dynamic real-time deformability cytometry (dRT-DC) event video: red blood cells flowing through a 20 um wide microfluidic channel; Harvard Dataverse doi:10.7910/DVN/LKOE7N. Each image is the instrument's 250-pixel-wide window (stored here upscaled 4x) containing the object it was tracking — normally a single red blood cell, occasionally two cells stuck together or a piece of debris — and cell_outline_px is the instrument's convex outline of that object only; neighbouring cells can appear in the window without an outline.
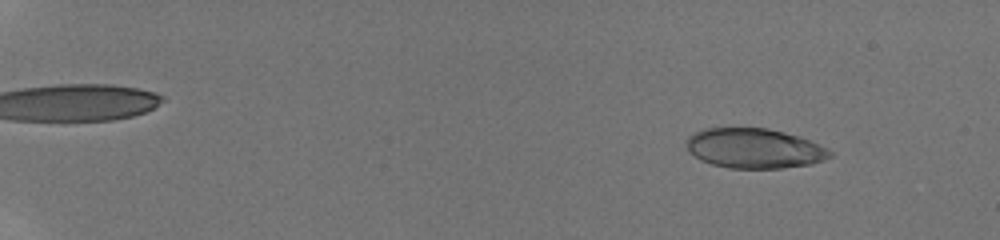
{"species": "human", "species_latin": "Homo sapiens", "temperature_condition": "room temperature", "stored_images_in_passage": 48, "camera_frame_rate_fps": 3000, "um_per_image_px": 0.085, "donor": {"sex": "male"}, "frame": {"image": 1, "passage_image": 11, "time_ms": 2.333, "image_size_px": [1000, 240], "cell_outline_px": [[832, 156], [824, 160], [812, 164], [784, 168], [728, 168], [712, 164], [700, 160], [688, 152], [688, 136], [692, 132], [704, 128], [768, 128], [784, 132], [808, 140], [828, 148], [832, 152]], "centroid_in_image_um": [64.11, 12.61], "position_along_channel_um": 20.9, "area_um2": 33.41}}
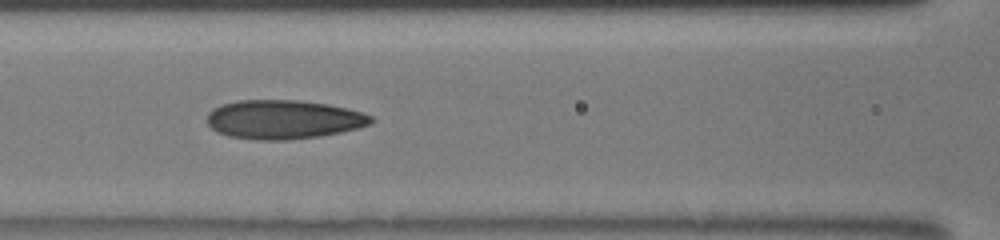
{"frame": {"image": 2, "passage_image": 43, "time_ms": 9.333, "image_size_px": [1000, 240], "cell_outline_px": [[376, 120], [372, 124], [340, 132], [320, 136], [288, 140], [256, 140], [228, 136], [216, 132], [208, 124], [208, 112], [212, 108], [220, 104], [236, 100], [300, 100], [328, 104], [348, 108], [372, 116]], "centroid_in_image_um": [24.08, 10.15], "position_along_channel_um": 142.5, "area_um2": 37.57}}
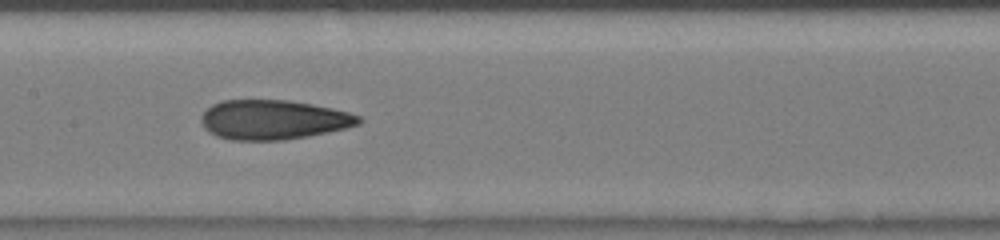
{"frame": {"image": 3, "passage_image": 47, "time_ms": 10.333, "image_size_px": [1000, 240], "cell_outline_px": [[364, 120], [360, 124], [328, 132], [308, 136], [284, 140], [232, 140], [216, 136], [208, 132], [204, 128], [200, 120], [200, 116], [212, 104], [224, 100], [288, 100], [312, 104], [332, 108], [348, 112], [360, 116]], "centroid_in_image_um": [23.22, 10.18], "position_along_channel_um": 184.2, "area_um2": 36.41}}